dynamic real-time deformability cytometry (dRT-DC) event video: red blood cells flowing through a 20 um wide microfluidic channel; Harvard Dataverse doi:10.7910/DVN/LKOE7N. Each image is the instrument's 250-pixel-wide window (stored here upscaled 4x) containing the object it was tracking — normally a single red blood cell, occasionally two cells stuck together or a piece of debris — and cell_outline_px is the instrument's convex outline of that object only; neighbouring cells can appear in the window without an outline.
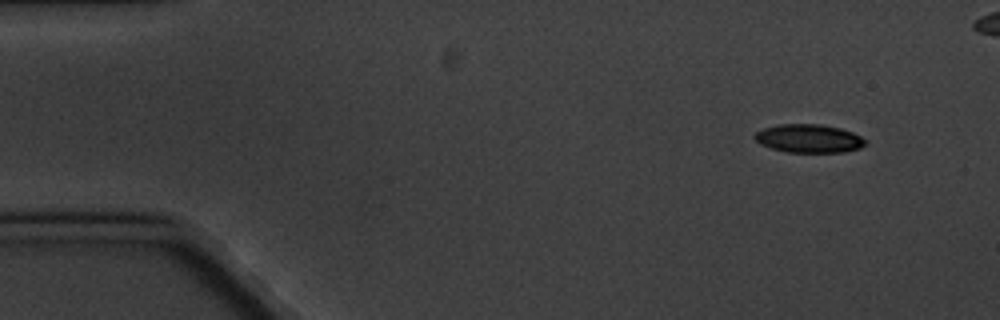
{"species": "common noctule bat (a hibernating species)", "species_latin": "Nyctalus noctula", "temperature_condition": "cold", "stored_images_in_passage": 10, "camera_frame_rate_fps": 3000, "um_per_image_px": 0.085, "animal": {"sex": "male", "body_mass_g": 20.1, "forearm_length_mm": 53.5}, "frame": {"image": 1, "passage_image": 1, "time_ms": 0.0, "image_size_px": [1000, 320], "cell_outline_px": [[868, 140], [860, 148], [844, 152], [788, 152], [772, 148], [760, 144], [752, 136], [756, 132], [764, 128], [776, 124], [820, 124], [840, 128], [852, 132]], "centroid_in_image_um": [68.75, 11.76], "position_along_channel_um": 16.3, "area_um2": 18.32}}
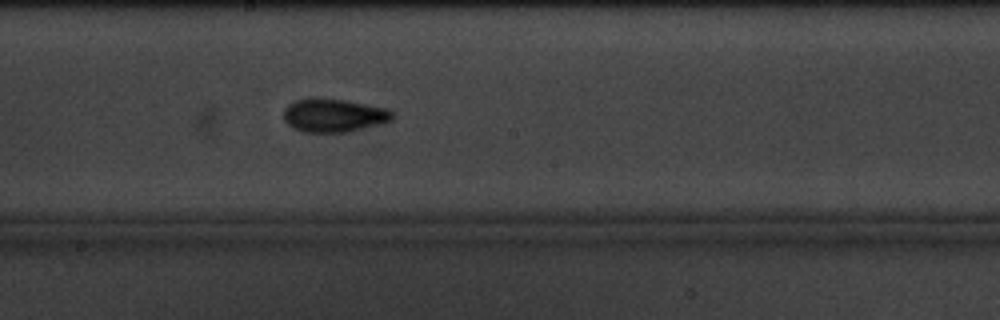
{"frame": {"image": 2, "passage_image": 9, "time_ms": 9.0, "image_size_px": [1000, 320], "cell_outline_px": [[392, 120], [344, 132], [304, 132], [288, 124], [284, 120], [284, 108], [288, 104], [296, 100], [316, 96], [344, 100], [388, 108], [392, 112]], "centroid_in_image_um": [28.32, 9.77], "position_along_channel_um": 219.9, "area_um2": 20.98}}